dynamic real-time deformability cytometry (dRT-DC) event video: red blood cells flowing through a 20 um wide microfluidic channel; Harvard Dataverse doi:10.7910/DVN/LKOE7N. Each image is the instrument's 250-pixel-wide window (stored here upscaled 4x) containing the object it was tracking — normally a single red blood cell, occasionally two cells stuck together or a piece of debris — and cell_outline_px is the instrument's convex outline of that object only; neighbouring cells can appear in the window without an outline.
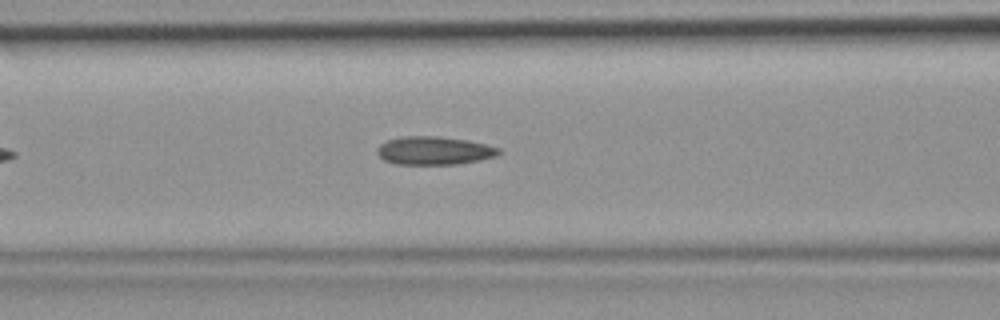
{"species": "common noctule bat (a hibernating species)", "species_latin": "Nyctalus noctula", "temperature_condition": "room temperature", "stored_images_in_passage": 15, "camera_frame_rate_fps": 3000, "um_per_image_px": 0.085, "animal": {"sex": "female", "body_mass_g": 19.9}, "frame": {"image": 1, "passage_image": 9, "time_ms": 2.667, "image_size_px": [1000, 320], "cell_outline_px": [[500, 152], [496, 156], [480, 160], [460, 164], [396, 164], [384, 160], [376, 152], [376, 148], [380, 144], [388, 140], [404, 136], [436, 136], [468, 140], [500, 148]], "centroid_in_image_um": [36.89, 12.8], "position_along_channel_um": 129.7, "area_um2": 20.0}}